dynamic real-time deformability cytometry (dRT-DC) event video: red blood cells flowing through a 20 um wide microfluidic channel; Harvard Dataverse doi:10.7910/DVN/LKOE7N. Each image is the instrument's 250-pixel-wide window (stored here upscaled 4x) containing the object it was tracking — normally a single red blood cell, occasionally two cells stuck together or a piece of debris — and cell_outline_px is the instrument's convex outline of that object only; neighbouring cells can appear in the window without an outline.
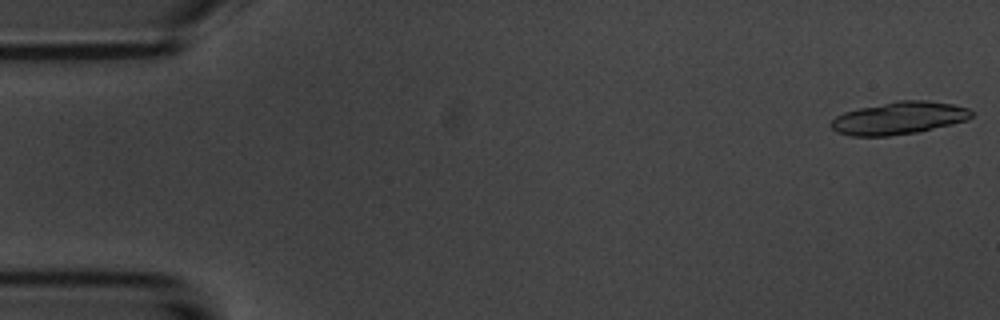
{"species": "common noctule bat (a hibernating species)", "species_latin": "Nyctalus noctula", "temperature_condition": "room temperature", "stored_images_in_passage": 6, "camera_frame_rate_fps": 3000, "um_per_image_px": 0.085, "animal": {"sex": "male", "body_mass_g": 20.1, "forearm_length_mm": 53.5}, "frame": {"image": 1, "passage_image": 1, "time_ms": 0.0, "image_size_px": [1000, 320], "cell_outline_px": [[972, 116], [968, 120], [952, 124], [916, 132], [888, 136], [852, 136], [836, 132], [828, 124], [836, 116], [844, 112], [860, 108], [900, 100], [924, 100], [952, 104], [968, 108], [972, 112]], "centroid_in_image_um": [76.39, 10.04], "position_along_channel_um": 8.6, "area_um2": 26.47}}